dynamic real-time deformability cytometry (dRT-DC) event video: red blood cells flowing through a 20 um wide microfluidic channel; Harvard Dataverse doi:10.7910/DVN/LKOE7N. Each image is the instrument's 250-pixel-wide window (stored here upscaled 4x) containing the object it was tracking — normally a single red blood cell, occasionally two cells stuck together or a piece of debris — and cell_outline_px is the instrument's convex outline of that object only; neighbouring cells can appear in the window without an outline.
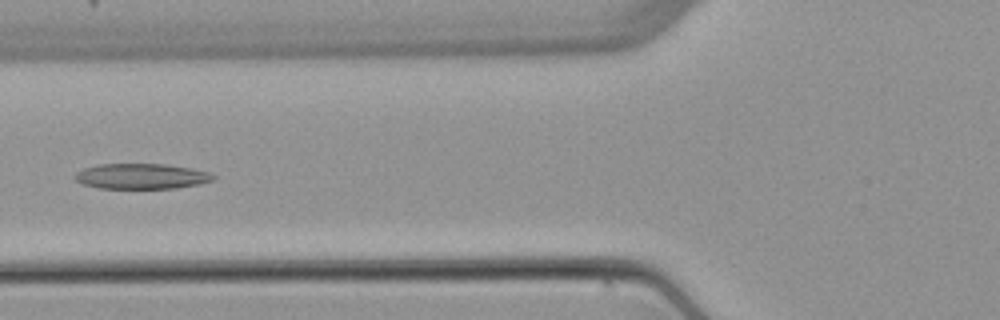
{"species": "common noctule bat (a hibernating species)", "species_latin": "Nyctalus noctula", "temperature_condition": "warm", "stored_images_in_passage": 4, "camera_frame_rate_fps": 3000, "um_per_image_px": 0.085, "animal": {"sex": "female", "body_mass_g": 22.7, "forearm_length_mm": 54.2}, "frame": {"image": 1, "passage_image": 4, "time_ms": 5.333, "image_size_px": [1000, 320], "cell_outline_px": [[216, 176], [212, 180], [200, 184], [176, 188], [100, 188], [84, 184], [76, 180], [72, 176], [76, 172], [84, 168], [100, 164], [164, 164], [192, 168], [208, 172]], "centroid_in_image_um": [12.02, 14.98], "position_along_channel_um": 113.8, "area_um2": 20.4}}